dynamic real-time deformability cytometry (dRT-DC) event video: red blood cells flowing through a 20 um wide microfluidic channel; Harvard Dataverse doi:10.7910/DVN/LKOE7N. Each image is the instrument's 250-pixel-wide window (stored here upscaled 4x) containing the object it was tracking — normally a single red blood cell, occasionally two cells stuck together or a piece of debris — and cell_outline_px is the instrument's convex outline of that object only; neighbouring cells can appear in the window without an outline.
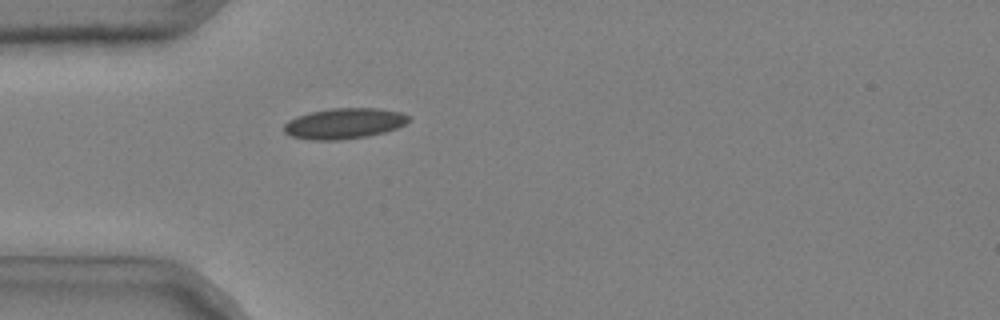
{"species": "common noctule bat (a hibernating species)", "species_latin": "Nyctalus noctula", "temperature_condition": "cold", "stored_images_in_passage": 33, "camera_frame_rate_fps": 3000, "um_per_image_px": 0.085, "animal": {"sex": "male", "body_mass_g": 20.4}, "frame": {"image": 1, "passage_image": 1, "time_ms": 0.0, "image_size_px": [1000, 320], "cell_outline_px": [[408, 120], [404, 124], [396, 128], [384, 132], [368, 136], [340, 140], [308, 140], [292, 136], [284, 132], [284, 124], [288, 120], [296, 116], [308, 112], [332, 108], [376, 108], [400, 112], [408, 116]], "centroid_in_image_um": [29.2, 10.49], "position_along_channel_um": 55.8, "area_um2": 22.25}}
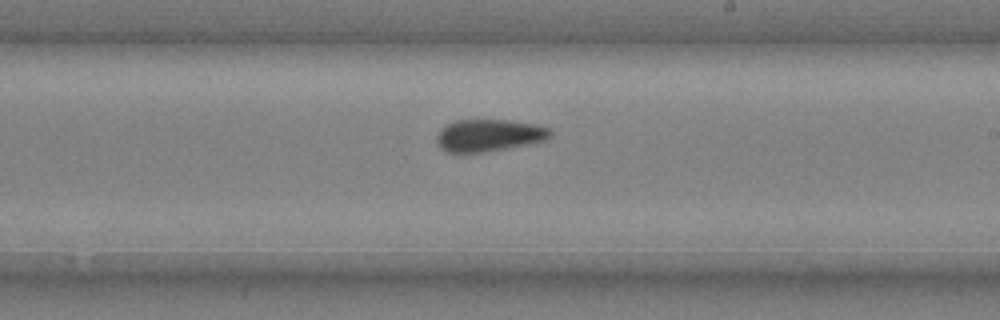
{"frame": {"image": 2, "passage_image": 17, "time_ms": 5.333, "image_size_px": [1000, 320], "cell_outline_px": [[552, 136], [544, 140], [524, 144], [480, 152], [448, 152], [440, 148], [436, 140], [436, 136], [440, 128], [444, 124], [452, 120], [512, 120], [536, 124], [548, 128], [552, 132]], "centroid_in_image_um": [41.5, 11.47], "position_along_channel_um": 247.5, "area_um2": 21.15}}
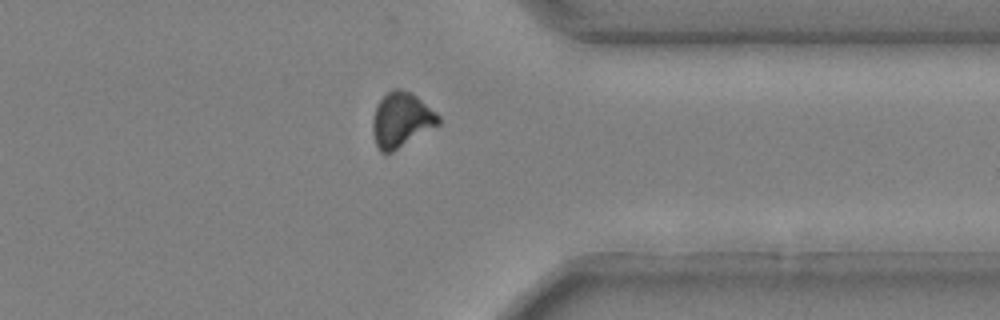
{"frame": {"image": 3, "passage_image": 28, "time_ms": 9.0, "image_size_px": [1000, 320], "cell_outline_px": [[440, 124], [392, 152], [380, 152], [376, 144], [372, 132], [372, 120], [376, 104], [392, 88], [400, 88], [412, 92], [436, 112], [440, 116]], "centroid_in_image_um": [34.1, 10.17], "position_along_channel_um": 377.3, "area_um2": 21.1}, "authors_computed_cell_mechanics": {"area_um2": 21.2704, "velocity_mm_per_s": 3.6921, "shape_relaxation_time_tau1_ms": 8.0673, "shape_relaxation_time_tau2_ms": 1.7727, "deformation_change_tau1": 0.1163, "deformation_change_tau2": 0.0582}}